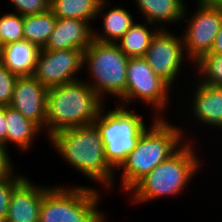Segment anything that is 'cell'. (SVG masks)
I'll use <instances>...</instances> for the list:
<instances>
[{
    "label": "cell",
    "instance_id": "d4e9b609",
    "mask_svg": "<svg viewBox=\"0 0 222 222\" xmlns=\"http://www.w3.org/2000/svg\"><path fill=\"white\" fill-rule=\"evenodd\" d=\"M25 178V175L16 176L15 174V176L0 180V217L6 219L11 194Z\"/></svg>",
    "mask_w": 222,
    "mask_h": 222
},
{
    "label": "cell",
    "instance_id": "f1b7e54d",
    "mask_svg": "<svg viewBox=\"0 0 222 222\" xmlns=\"http://www.w3.org/2000/svg\"><path fill=\"white\" fill-rule=\"evenodd\" d=\"M6 106H0V144L6 147Z\"/></svg>",
    "mask_w": 222,
    "mask_h": 222
},
{
    "label": "cell",
    "instance_id": "30bf717a",
    "mask_svg": "<svg viewBox=\"0 0 222 222\" xmlns=\"http://www.w3.org/2000/svg\"><path fill=\"white\" fill-rule=\"evenodd\" d=\"M167 31L160 28L156 32L144 58L154 73L171 87L177 80L175 77L181 73L183 61H188V58L182 36Z\"/></svg>",
    "mask_w": 222,
    "mask_h": 222
},
{
    "label": "cell",
    "instance_id": "4316f807",
    "mask_svg": "<svg viewBox=\"0 0 222 222\" xmlns=\"http://www.w3.org/2000/svg\"><path fill=\"white\" fill-rule=\"evenodd\" d=\"M16 12L22 16L34 15L47 11L50 0H9Z\"/></svg>",
    "mask_w": 222,
    "mask_h": 222
},
{
    "label": "cell",
    "instance_id": "d6a6232c",
    "mask_svg": "<svg viewBox=\"0 0 222 222\" xmlns=\"http://www.w3.org/2000/svg\"><path fill=\"white\" fill-rule=\"evenodd\" d=\"M0 222H6V219L0 217Z\"/></svg>",
    "mask_w": 222,
    "mask_h": 222
},
{
    "label": "cell",
    "instance_id": "8fae6325",
    "mask_svg": "<svg viewBox=\"0 0 222 222\" xmlns=\"http://www.w3.org/2000/svg\"><path fill=\"white\" fill-rule=\"evenodd\" d=\"M84 50L41 49L33 76L47 89L81 80L76 74L84 67Z\"/></svg>",
    "mask_w": 222,
    "mask_h": 222
},
{
    "label": "cell",
    "instance_id": "6da1fadb",
    "mask_svg": "<svg viewBox=\"0 0 222 222\" xmlns=\"http://www.w3.org/2000/svg\"><path fill=\"white\" fill-rule=\"evenodd\" d=\"M49 142L68 165L104 189L114 186L115 169L107 162L105 147L95 123L53 133Z\"/></svg>",
    "mask_w": 222,
    "mask_h": 222
},
{
    "label": "cell",
    "instance_id": "f546056e",
    "mask_svg": "<svg viewBox=\"0 0 222 222\" xmlns=\"http://www.w3.org/2000/svg\"><path fill=\"white\" fill-rule=\"evenodd\" d=\"M210 52L222 54V23Z\"/></svg>",
    "mask_w": 222,
    "mask_h": 222
},
{
    "label": "cell",
    "instance_id": "5b68a950",
    "mask_svg": "<svg viewBox=\"0 0 222 222\" xmlns=\"http://www.w3.org/2000/svg\"><path fill=\"white\" fill-rule=\"evenodd\" d=\"M100 111L95 124L105 147L107 162L116 170L136 147L141 135L148 129L142 115L119 104L116 109Z\"/></svg>",
    "mask_w": 222,
    "mask_h": 222
},
{
    "label": "cell",
    "instance_id": "5bb4252c",
    "mask_svg": "<svg viewBox=\"0 0 222 222\" xmlns=\"http://www.w3.org/2000/svg\"><path fill=\"white\" fill-rule=\"evenodd\" d=\"M80 19L57 18L53 32L43 48L44 50H84L93 40V27Z\"/></svg>",
    "mask_w": 222,
    "mask_h": 222
},
{
    "label": "cell",
    "instance_id": "d6986e66",
    "mask_svg": "<svg viewBox=\"0 0 222 222\" xmlns=\"http://www.w3.org/2000/svg\"><path fill=\"white\" fill-rule=\"evenodd\" d=\"M6 148L13 144L20 150H29L36 135L42 131L35 123L26 119L19 111L6 106ZM9 142V143H8ZM11 142V143H10Z\"/></svg>",
    "mask_w": 222,
    "mask_h": 222
},
{
    "label": "cell",
    "instance_id": "7c38bea8",
    "mask_svg": "<svg viewBox=\"0 0 222 222\" xmlns=\"http://www.w3.org/2000/svg\"><path fill=\"white\" fill-rule=\"evenodd\" d=\"M47 91L34 76L18 77L9 106L45 131Z\"/></svg>",
    "mask_w": 222,
    "mask_h": 222
},
{
    "label": "cell",
    "instance_id": "603a6c76",
    "mask_svg": "<svg viewBox=\"0 0 222 222\" xmlns=\"http://www.w3.org/2000/svg\"><path fill=\"white\" fill-rule=\"evenodd\" d=\"M201 82L206 85L222 87V54L207 52L193 63Z\"/></svg>",
    "mask_w": 222,
    "mask_h": 222
},
{
    "label": "cell",
    "instance_id": "7a4b0ae2",
    "mask_svg": "<svg viewBox=\"0 0 222 222\" xmlns=\"http://www.w3.org/2000/svg\"><path fill=\"white\" fill-rule=\"evenodd\" d=\"M150 126L118 168H123L120 187L124 192H129L148 173L183 145L181 142L184 140L182 136L185 131L179 126L168 123L164 117H156Z\"/></svg>",
    "mask_w": 222,
    "mask_h": 222
},
{
    "label": "cell",
    "instance_id": "4fadbf2b",
    "mask_svg": "<svg viewBox=\"0 0 222 222\" xmlns=\"http://www.w3.org/2000/svg\"><path fill=\"white\" fill-rule=\"evenodd\" d=\"M52 187L35 185L26 177L11 194L6 222H39L42 199Z\"/></svg>",
    "mask_w": 222,
    "mask_h": 222
},
{
    "label": "cell",
    "instance_id": "277c9868",
    "mask_svg": "<svg viewBox=\"0 0 222 222\" xmlns=\"http://www.w3.org/2000/svg\"><path fill=\"white\" fill-rule=\"evenodd\" d=\"M196 154L193 143H184L129 191L132 192L131 202L148 203L147 201L182 193L201 167Z\"/></svg>",
    "mask_w": 222,
    "mask_h": 222
},
{
    "label": "cell",
    "instance_id": "e0dca14e",
    "mask_svg": "<svg viewBox=\"0 0 222 222\" xmlns=\"http://www.w3.org/2000/svg\"><path fill=\"white\" fill-rule=\"evenodd\" d=\"M135 5L140 10L145 21L158 26L161 29H167L164 25L182 21L187 13V6L184 0H135ZM158 22V23H157ZM157 23V24H156ZM165 23V24H164Z\"/></svg>",
    "mask_w": 222,
    "mask_h": 222
},
{
    "label": "cell",
    "instance_id": "484cf974",
    "mask_svg": "<svg viewBox=\"0 0 222 222\" xmlns=\"http://www.w3.org/2000/svg\"><path fill=\"white\" fill-rule=\"evenodd\" d=\"M17 78L0 62V106H9Z\"/></svg>",
    "mask_w": 222,
    "mask_h": 222
},
{
    "label": "cell",
    "instance_id": "3957f363",
    "mask_svg": "<svg viewBox=\"0 0 222 222\" xmlns=\"http://www.w3.org/2000/svg\"><path fill=\"white\" fill-rule=\"evenodd\" d=\"M46 104L45 132L48 137L66 128L94 123L105 107L104 100L82 78L49 88Z\"/></svg>",
    "mask_w": 222,
    "mask_h": 222
},
{
    "label": "cell",
    "instance_id": "9a60e30c",
    "mask_svg": "<svg viewBox=\"0 0 222 222\" xmlns=\"http://www.w3.org/2000/svg\"><path fill=\"white\" fill-rule=\"evenodd\" d=\"M195 85L191 103L194 119L222 130V87L201 82Z\"/></svg>",
    "mask_w": 222,
    "mask_h": 222
},
{
    "label": "cell",
    "instance_id": "52a82bcc",
    "mask_svg": "<svg viewBox=\"0 0 222 222\" xmlns=\"http://www.w3.org/2000/svg\"><path fill=\"white\" fill-rule=\"evenodd\" d=\"M128 60L116 43L93 39L84 51L83 64L93 78L86 82L103 100L109 94L120 98L126 91Z\"/></svg>",
    "mask_w": 222,
    "mask_h": 222
},
{
    "label": "cell",
    "instance_id": "ac0fdd59",
    "mask_svg": "<svg viewBox=\"0 0 222 222\" xmlns=\"http://www.w3.org/2000/svg\"><path fill=\"white\" fill-rule=\"evenodd\" d=\"M106 1L101 0L97 13V16H103V32L100 34L96 30L93 31V39L104 43H116L136 21L131 13L121 6L105 11Z\"/></svg>",
    "mask_w": 222,
    "mask_h": 222
},
{
    "label": "cell",
    "instance_id": "ffe728a7",
    "mask_svg": "<svg viewBox=\"0 0 222 222\" xmlns=\"http://www.w3.org/2000/svg\"><path fill=\"white\" fill-rule=\"evenodd\" d=\"M153 25L146 21L145 24L135 23L127 30V32L116 42L120 50L128 58L144 57L150 46L151 40L156 32L160 29L153 28ZM149 26V27H148Z\"/></svg>",
    "mask_w": 222,
    "mask_h": 222
},
{
    "label": "cell",
    "instance_id": "ba28073f",
    "mask_svg": "<svg viewBox=\"0 0 222 222\" xmlns=\"http://www.w3.org/2000/svg\"><path fill=\"white\" fill-rule=\"evenodd\" d=\"M126 73V91L119 98L121 105L138 99L152 107L155 117L163 118L171 87L154 73L144 57L129 58Z\"/></svg>",
    "mask_w": 222,
    "mask_h": 222
},
{
    "label": "cell",
    "instance_id": "4dcf8cb0",
    "mask_svg": "<svg viewBox=\"0 0 222 222\" xmlns=\"http://www.w3.org/2000/svg\"><path fill=\"white\" fill-rule=\"evenodd\" d=\"M105 215H104V212L101 214L100 218H99V221L98 222H105Z\"/></svg>",
    "mask_w": 222,
    "mask_h": 222
},
{
    "label": "cell",
    "instance_id": "7402d4cb",
    "mask_svg": "<svg viewBox=\"0 0 222 222\" xmlns=\"http://www.w3.org/2000/svg\"><path fill=\"white\" fill-rule=\"evenodd\" d=\"M101 0H50L49 9L60 19H80L91 21L97 19Z\"/></svg>",
    "mask_w": 222,
    "mask_h": 222
},
{
    "label": "cell",
    "instance_id": "83f0119b",
    "mask_svg": "<svg viewBox=\"0 0 222 222\" xmlns=\"http://www.w3.org/2000/svg\"><path fill=\"white\" fill-rule=\"evenodd\" d=\"M7 150L3 144H0V180L12 176L14 171V166L12 167L14 162H11L12 160Z\"/></svg>",
    "mask_w": 222,
    "mask_h": 222
},
{
    "label": "cell",
    "instance_id": "1f68e13d",
    "mask_svg": "<svg viewBox=\"0 0 222 222\" xmlns=\"http://www.w3.org/2000/svg\"><path fill=\"white\" fill-rule=\"evenodd\" d=\"M197 1V0H196ZM200 1H206V2H218L221 3L222 0H200Z\"/></svg>",
    "mask_w": 222,
    "mask_h": 222
},
{
    "label": "cell",
    "instance_id": "9c48e42d",
    "mask_svg": "<svg viewBox=\"0 0 222 222\" xmlns=\"http://www.w3.org/2000/svg\"><path fill=\"white\" fill-rule=\"evenodd\" d=\"M197 5L182 34L184 50L192 64L211 51L222 23V3L197 0Z\"/></svg>",
    "mask_w": 222,
    "mask_h": 222
},
{
    "label": "cell",
    "instance_id": "2e32d148",
    "mask_svg": "<svg viewBox=\"0 0 222 222\" xmlns=\"http://www.w3.org/2000/svg\"><path fill=\"white\" fill-rule=\"evenodd\" d=\"M41 48L27 40L2 46L0 62L18 77L33 76Z\"/></svg>",
    "mask_w": 222,
    "mask_h": 222
},
{
    "label": "cell",
    "instance_id": "8992f818",
    "mask_svg": "<svg viewBox=\"0 0 222 222\" xmlns=\"http://www.w3.org/2000/svg\"><path fill=\"white\" fill-rule=\"evenodd\" d=\"M99 200L94 187L53 186L42 199L39 222H98Z\"/></svg>",
    "mask_w": 222,
    "mask_h": 222
},
{
    "label": "cell",
    "instance_id": "cb8c5ba5",
    "mask_svg": "<svg viewBox=\"0 0 222 222\" xmlns=\"http://www.w3.org/2000/svg\"><path fill=\"white\" fill-rule=\"evenodd\" d=\"M21 40H24L23 16L16 12L4 13L0 17L1 45Z\"/></svg>",
    "mask_w": 222,
    "mask_h": 222
},
{
    "label": "cell",
    "instance_id": "44dd1931",
    "mask_svg": "<svg viewBox=\"0 0 222 222\" xmlns=\"http://www.w3.org/2000/svg\"><path fill=\"white\" fill-rule=\"evenodd\" d=\"M57 17L50 9L43 13L23 16L24 40L43 49L54 30Z\"/></svg>",
    "mask_w": 222,
    "mask_h": 222
}]
</instances>
